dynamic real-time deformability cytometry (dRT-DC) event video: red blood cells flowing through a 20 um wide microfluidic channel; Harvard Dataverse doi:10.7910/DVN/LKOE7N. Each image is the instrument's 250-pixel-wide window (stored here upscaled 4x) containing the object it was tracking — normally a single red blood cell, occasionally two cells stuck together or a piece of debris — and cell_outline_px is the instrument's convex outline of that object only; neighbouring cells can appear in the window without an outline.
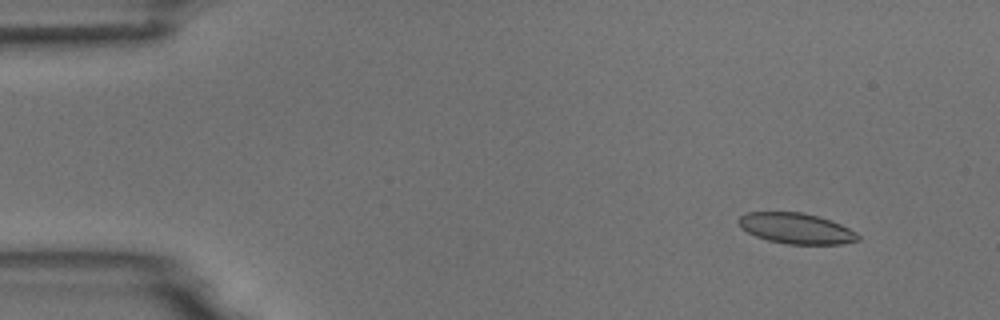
{"species": "common noctule bat (a hibernating species)", "species_latin": "Nyctalus noctula", "temperature_condition": "room temperature", "stored_images_in_passage": 5, "camera_frame_rate_fps": 3000, "um_per_image_px": 0.085, "animal": {"sex": "male", "body_mass_g": 18.8}, "frame": {"image": 1, "passage_image": 2, "time_ms": 1.333, "image_size_px": [1000, 320], "cell_outline_px": [[860, 240], [844, 244], [788, 244], [768, 240], [756, 236], [740, 228], [736, 220], [740, 216], [748, 212], [804, 212], [840, 224], [856, 232], [860, 236]], "centroid_in_image_um": [67.66, 19.42], "position_along_channel_um": 17.3, "area_um2": 21.33}}
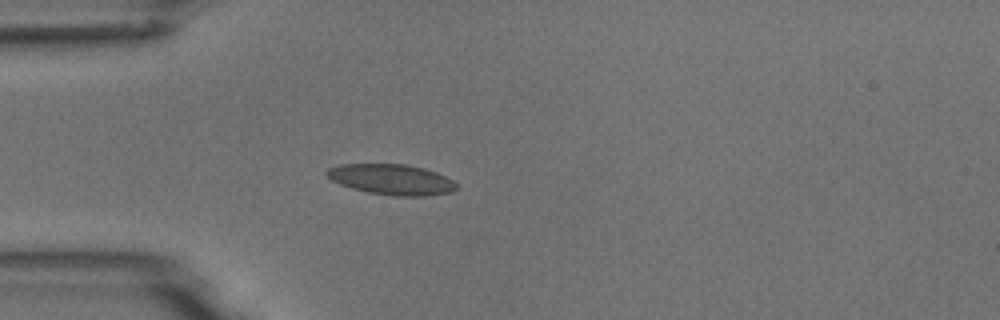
{"frame": {"image": 2, "passage_image": 5, "time_ms": 4.667, "image_size_px": [1000, 320], "cell_outline_px": [[456, 188], [452, 192], [428, 196], [392, 196], [368, 192], [352, 188], [340, 184], [332, 180], [324, 172], [328, 168], [340, 164], [408, 164], [424, 168], [436, 172], [452, 180], [456, 184]], "centroid_in_image_um": [33.28, 15.25], "position_along_channel_um": 51.7, "area_um2": 23.12}}